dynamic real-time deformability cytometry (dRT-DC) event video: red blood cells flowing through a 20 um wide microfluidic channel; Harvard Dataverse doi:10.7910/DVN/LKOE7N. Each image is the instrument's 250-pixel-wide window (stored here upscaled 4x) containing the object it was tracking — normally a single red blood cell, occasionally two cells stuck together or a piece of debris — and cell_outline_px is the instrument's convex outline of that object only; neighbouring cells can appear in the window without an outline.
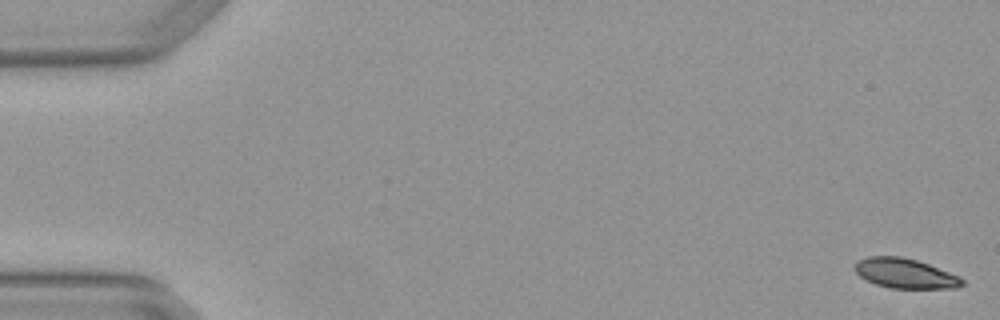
{"species": "Egyptian fruit bat (a non-hibernating species)", "species_latin": "Rousettus aegyptiacus", "temperature_condition": "warm", "stored_images_in_passage": 4, "camera_frame_rate_fps": 3000, "um_per_image_px": 0.085, "animal": {"sex": "female"}, "frame": {"image": 1, "passage_image": 1, "time_ms": 0.0, "image_size_px": [1000, 320], "cell_outline_px": [[964, 284], [956, 288], [892, 288], [876, 284], [860, 276], [852, 268], [860, 260], [868, 256], [900, 256], [916, 260], [928, 264], [960, 276], [964, 280]], "centroid_in_image_um": [76.95, 23.23], "position_along_channel_um": 8.1, "area_um2": 18.5}}
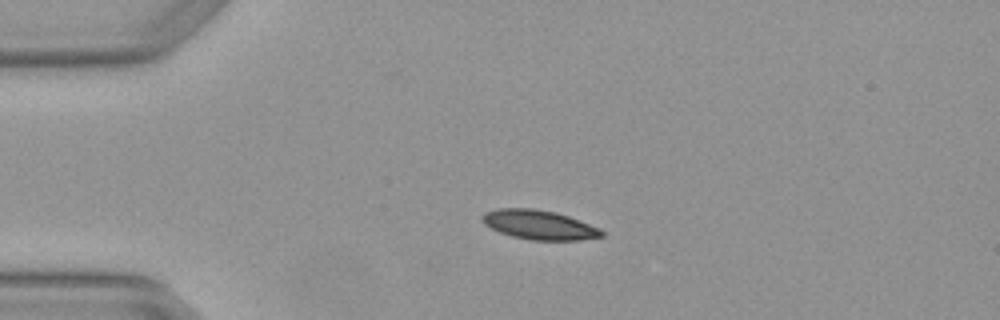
{"frame": {"image": 2, "passage_image": 4, "time_ms": 1.0, "image_size_px": [1000, 320], "cell_outline_px": [[604, 236], [580, 240], [532, 240], [512, 236], [500, 232], [484, 224], [480, 220], [480, 216], [484, 212], [496, 208], [532, 208], [556, 212], [568, 216], [600, 228], [604, 232]], "centroid_in_image_um": [45.8, 19.1], "position_along_channel_um": 39.2, "area_um2": 20.52}}